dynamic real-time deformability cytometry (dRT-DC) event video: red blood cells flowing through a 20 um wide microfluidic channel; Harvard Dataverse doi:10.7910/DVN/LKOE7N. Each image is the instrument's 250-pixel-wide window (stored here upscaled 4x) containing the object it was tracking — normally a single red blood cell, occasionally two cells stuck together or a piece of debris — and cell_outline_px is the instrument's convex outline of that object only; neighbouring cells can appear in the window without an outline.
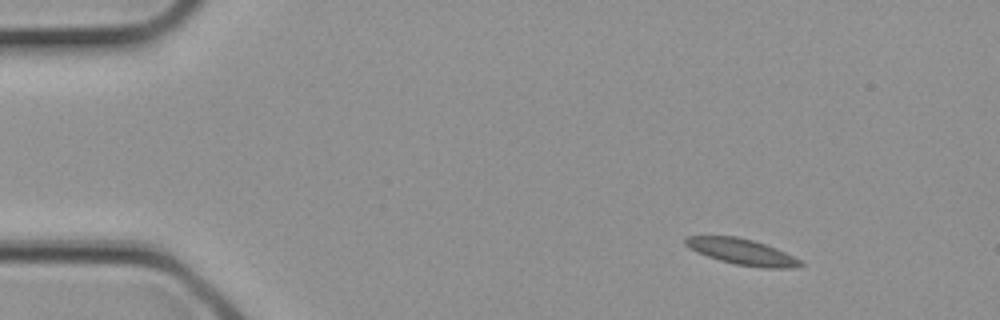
{"species": "common noctule bat (a hibernating species)", "species_latin": "Nyctalus noctula", "temperature_condition": "cold", "stored_images_in_passage": 2, "camera_frame_rate_fps": 3000, "um_per_image_px": 0.085, "animal": {"sex": "female", "body_mass_g": 21.9}, "frame": {"image": 1, "passage_image": 1, "time_ms": 0.0, "image_size_px": [1000, 320], "cell_outline_px": [[804, 264], [796, 268], [760, 268], [736, 264], [720, 260], [696, 252], [688, 248], [684, 244], [684, 240], [688, 236], [736, 236], [752, 240], [776, 248], [800, 260]], "centroid_in_image_um": [63.05, 21.41], "position_along_channel_um": 22.0, "area_um2": 17.28}}